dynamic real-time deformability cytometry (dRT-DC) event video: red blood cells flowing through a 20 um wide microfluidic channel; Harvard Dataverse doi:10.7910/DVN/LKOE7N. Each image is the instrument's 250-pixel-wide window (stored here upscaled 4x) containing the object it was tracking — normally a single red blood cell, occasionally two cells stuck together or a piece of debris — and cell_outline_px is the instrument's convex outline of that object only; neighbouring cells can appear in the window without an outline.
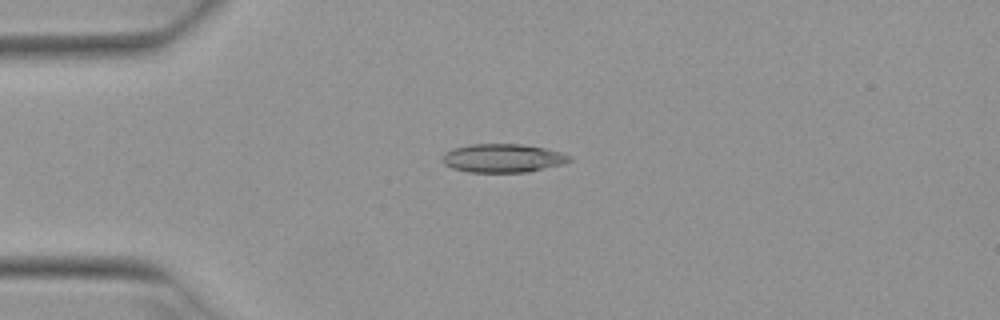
{"species": "Egyptian fruit bat (a non-hibernating species)", "species_latin": "Rousettus aegyptiacus", "temperature_condition": "warm", "stored_images_in_passage": 6, "camera_frame_rate_fps": 3000, "um_per_image_px": 0.085, "animal": {"sex": "female"}, "frame": {"image": 1, "passage_image": 1, "time_ms": 0.0, "image_size_px": [1000, 320], "cell_outline_px": [[572, 160], [564, 164], [528, 172], [468, 172], [452, 168], [444, 164], [444, 152], [456, 148], [472, 144], [524, 144], [564, 152], [572, 156]], "centroid_in_image_um": [42.82, 13.44], "position_along_channel_um": 42.2, "area_um2": 21.21}}
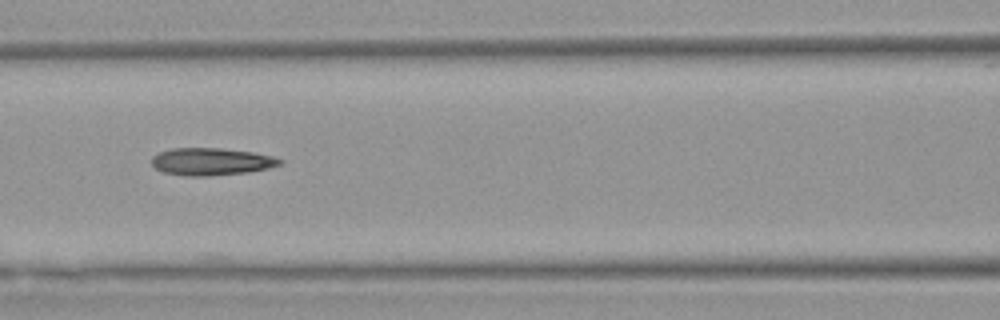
{"frame": {"image": 2, "passage_image": 4, "time_ms": 1.0, "image_size_px": [1000, 320], "cell_outline_px": [[284, 160], [280, 164], [268, 168], [248, 172], [208, 176], [184, 176], [164, 172], [156, 168], [152, 164], [152, 156], [160, 152], [172, 148], [220, 148], [252, 152], [272, 156]], "centroid_in_image_um": [17.95, 13.74], "position_along_channel_um": 148.7, "area_um2": 20.35}}
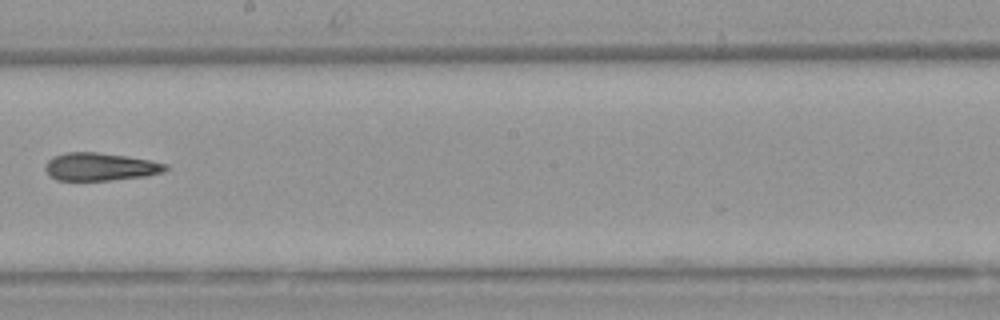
{"frame": {"image": 3, "passage_image": 6, "time_ms": 1.667, "image_size_px": [1000, 320], "cell_outline_px": [[168, 168], [164, 172], [144, 176], [112, 180], [56, 180], [48, 176], [44, 168], [44, 164], [52, 156], [68, 152], [96, 152], [128, 156], [152, 160], [168, 164]], "centroid_in_image_um": [8.5, 14.17], "position_along_channel_um": 239.7, "area_um2": 19.77}}